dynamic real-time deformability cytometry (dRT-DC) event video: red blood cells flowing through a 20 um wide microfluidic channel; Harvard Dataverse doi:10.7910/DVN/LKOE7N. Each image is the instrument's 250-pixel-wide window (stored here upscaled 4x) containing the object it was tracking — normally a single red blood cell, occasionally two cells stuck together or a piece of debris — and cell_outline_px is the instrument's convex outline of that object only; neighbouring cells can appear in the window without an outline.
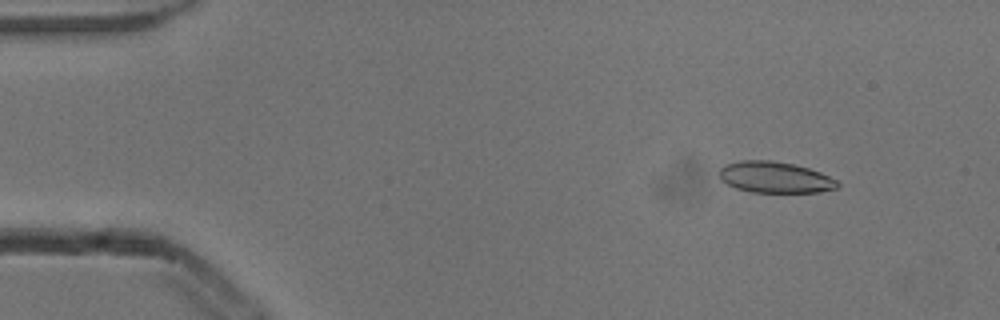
{"species": "common noctule bat (a hibernating species)", "species_latin": "Nyctalus noctula", "temperature_condition": "cold", "stored_images_in_passage": 52, "camera_frame_rate_fps": 3000, "um_per_image_px": 0.085, "animal": {"sex": "male", "body_mass_g": 13.3}, "frame": {"image": 1, "passage_image": 5, "time_ms": 1.333, "image_size_px": [1000, 320], "cell_outline_px": [[840, 184], [836, 188], [820, 192], [752, 192], [736, 188], [720, 180], [720, 168], [728, 164], [740, 160], [772, 160], [792, 164], [808, 168], [820, 172], [836, 180]], "centroid_in_image_um": [65.87, 15.07], "position_along_channel_um": 19.1, "area_um2": 21.33}}
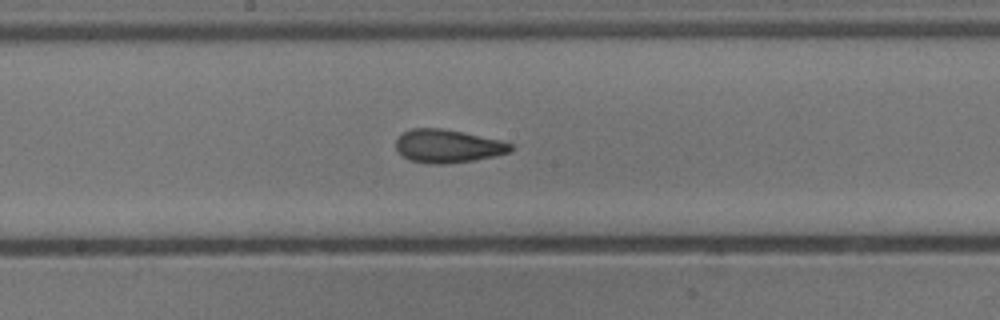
{"frame": {"image": 2, "passage_image": 27, "time_ms": 8.667, "image_size_px": [1000, 320], "cell_outline_px": [[512, 148], [508, 152], [492, 156], [472, 160], [440, 164], [436, 164], [408, 160], [396, 148], [396, 140], [404, 132], [412, 128], [440, 128], [464, 132], [500, 140], [512, 144]], "centroid_in_image_um": [38.04, 12.4], "position_along_channel_um": 210.2, "area_um2": 21.79}}
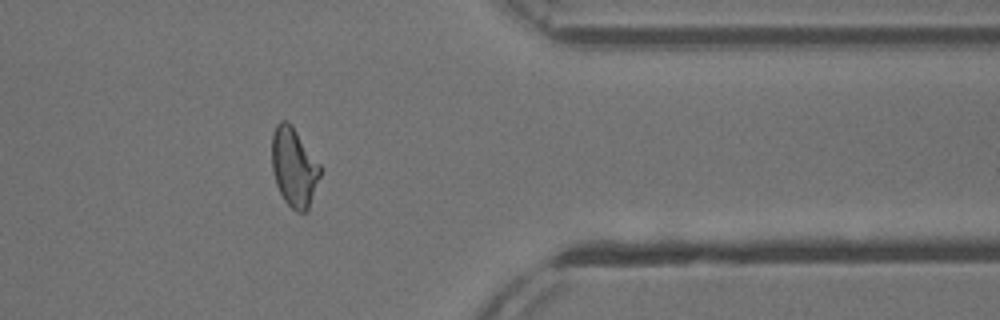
{"frame": {"image": 3, "passage_image": 42, "time_ms": 13.667, "image_size_px": [1000, 320], "cell_outline_px": [[320, 176], [308, 208], [304, 212], [296, 212], [284, 200], [276, 184], [272, 168], [272, 132], [276, 124], [280, 120], [288, 120], [292, 124], [320, 164]], "centroid_in_image_um": [24.97, 14.16], "position_along_channel_um": 386.4, "area_um2": 22.2}, "authors_computed_cell_mechanics": {"area_um2": 22.0796, "velocity_mm_per_s": 3.8669, "shape_relaxation_time_tau1_ms": 4.0203, "shape_relaxation_time_tau2_ms": 1.455, "deformation_change_tau1": 0.1315, "deformation_change_tau2": 0.0851}}